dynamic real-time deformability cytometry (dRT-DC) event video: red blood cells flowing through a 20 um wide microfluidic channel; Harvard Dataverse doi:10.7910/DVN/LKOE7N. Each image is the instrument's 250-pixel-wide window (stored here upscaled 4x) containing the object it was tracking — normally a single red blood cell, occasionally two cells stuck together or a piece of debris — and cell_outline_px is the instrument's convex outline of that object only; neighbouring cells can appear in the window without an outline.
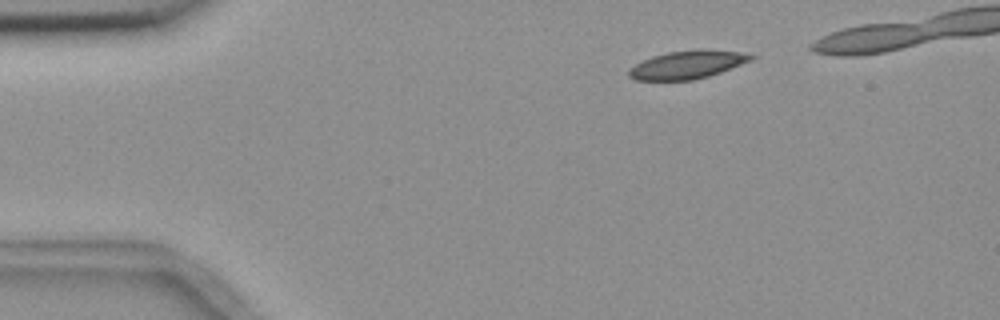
{"species": "common noctule bat (a hibernating species)", "species_latin": "Nyctalus noctula", "temperature_condition": "room temperature", "stored_images_in_passage": 5, "camera_frame_rate_fps": 3000, "um_per_image_px": 0.085, "animal": {"sex": "female", "body_mass_g": 18.4}, "frame": {"image": 1, "passage_image": 2, "time_ms": 1.0, "image_size_px": [1000, 320], "cell_outline_px": [[756, 56], [752, 60], [720, 72], [708, 76], [692, 80], [636, 80], [628, 76], [628, 72], [636, 64], [652, 56], [668, 52], [696, 48], [704, 48], [740, 52]], "centroid_in_image_um": [58.44, 5.48], "position_along_channel_um": 26.6, "area_um2": 20.0}}